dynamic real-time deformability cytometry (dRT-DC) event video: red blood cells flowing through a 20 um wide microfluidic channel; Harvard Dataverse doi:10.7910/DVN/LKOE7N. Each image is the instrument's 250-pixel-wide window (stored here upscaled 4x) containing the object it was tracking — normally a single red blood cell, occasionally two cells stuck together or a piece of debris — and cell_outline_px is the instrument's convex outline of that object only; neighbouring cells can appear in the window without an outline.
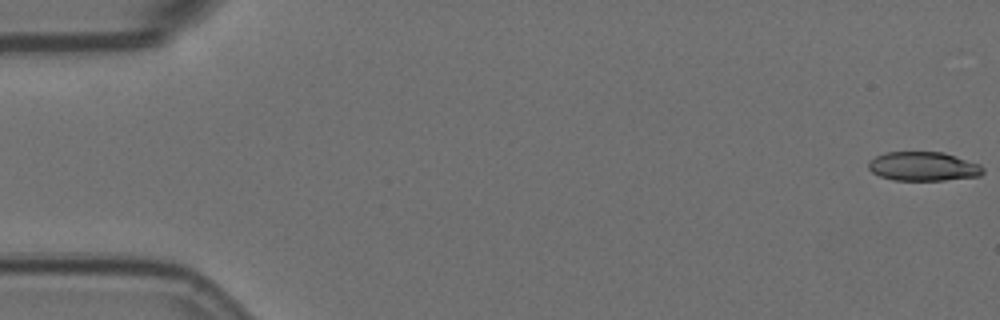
{"species": "Egyptian fruit bat (a non-hibernating species)", "species_latin": "Rousettus aegyptiacus", "temperature_condition": "room temperature", "stored_images_in_passage": 50, "camera_frame_rate_fps": 3000, "um_per_image_px": 0.085, "animal": {"sex": "female"}, "frame": {"image": 1, "passage_image": 1, "time_ms": 0.0, "image_size_px": [1000, 320], "cell_outline_px": [[984, 172], [980, 176], [944, 180], [892, 180], [880, 176], [872, 172], [868, 168], [868, 160], [884, 152], [944, 152], [980, 164], [984, 168]], "centroid_in_image_um": [78.47, 14.14], "position_along_channel_um": 6.5, "area_um2": 19.54}}
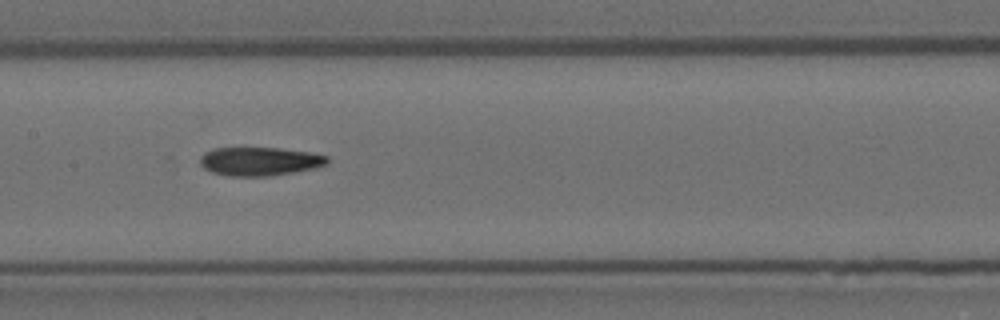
{"frame": {"image": 2, "passage_image": 28, "time_ms": 9.0, "image_size_px": [1000, 320], "cell_outline_px": [[328, 164], [316, 168], [272, 176], [228, 176], [212, 172], [204, 168], [200, 164], [200, 156], [204, 152], [212, 148], [280, 148], [312, 152], [328, 156]], "centroid_in_image_um": [22.09, 13.71], "position_along_channel_um": 185.3, "area_um2": 21.44}}
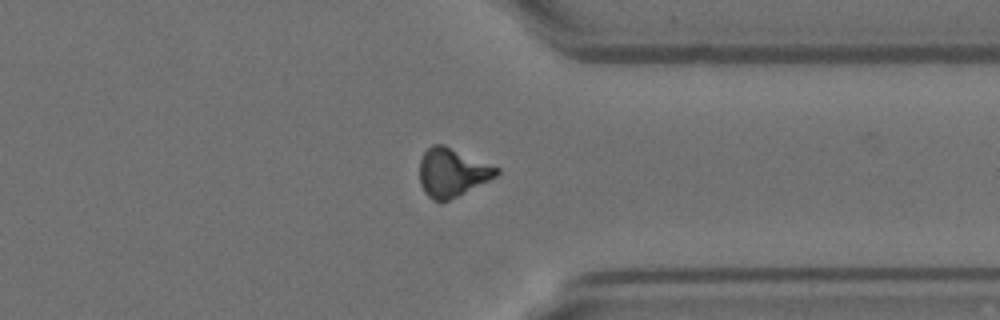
{"frame": {"image": 3, "passage_image": 44, "time_ms": 14.333, "image_size_px": [1000, 320], "cell_outline_px": [[500, 172], [496, 176], [448, 200], [432, 200], [424, 192], [420, 184], [420, 160], [424, 152], [432, 144], [444, 144], [500, 168]], "centroid_in_image_um": [38.41, 14.63], "position_along_channel_um": 373.0, "area_um2": 21.44}}